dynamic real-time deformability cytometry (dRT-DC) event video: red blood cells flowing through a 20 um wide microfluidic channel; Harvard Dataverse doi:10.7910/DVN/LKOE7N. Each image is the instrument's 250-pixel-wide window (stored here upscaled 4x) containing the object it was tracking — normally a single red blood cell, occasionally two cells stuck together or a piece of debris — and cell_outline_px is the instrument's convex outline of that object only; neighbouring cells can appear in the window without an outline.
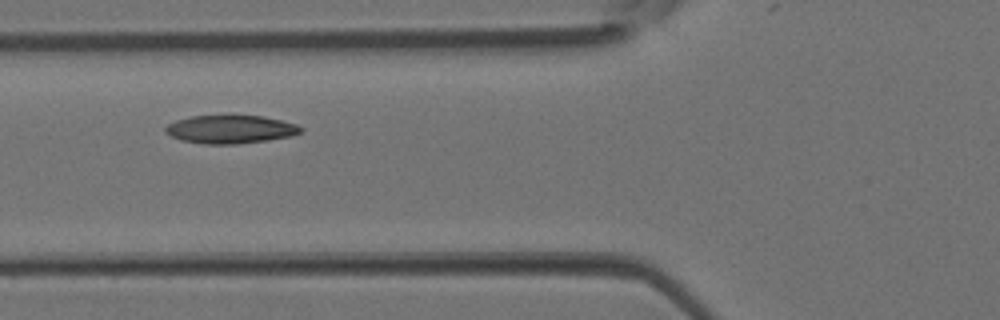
{"species": "Egyptian fruit bat (a non-hibernating species)", "species_latin": "Rousettus aegyptiacus", "temperature_condition": "room temperature", "stored_images_in_passage": 6, "camera_frame_rate_fps": 3000, "um_per_image_px": 0.085, "animal": {"sex": "female"}, "frame": {"image": 1, "passage_image": 6, "time_ms": 1.667, "image_size_px": [1000, 320], "cell_outline_px": [[304, 128], [300, 132], [292, 136], [268, 140], [236, 144], [204, 144], [180, 140], [164, 132], [164, 128], [168, 124], [176, 120], [192, 116], [232, 112], [264, 116], [296, 124]], "centroid_in_image_um": [19.57, 10.94], "position_along_channel_um": 106.2, "area_um2": 23.24}}